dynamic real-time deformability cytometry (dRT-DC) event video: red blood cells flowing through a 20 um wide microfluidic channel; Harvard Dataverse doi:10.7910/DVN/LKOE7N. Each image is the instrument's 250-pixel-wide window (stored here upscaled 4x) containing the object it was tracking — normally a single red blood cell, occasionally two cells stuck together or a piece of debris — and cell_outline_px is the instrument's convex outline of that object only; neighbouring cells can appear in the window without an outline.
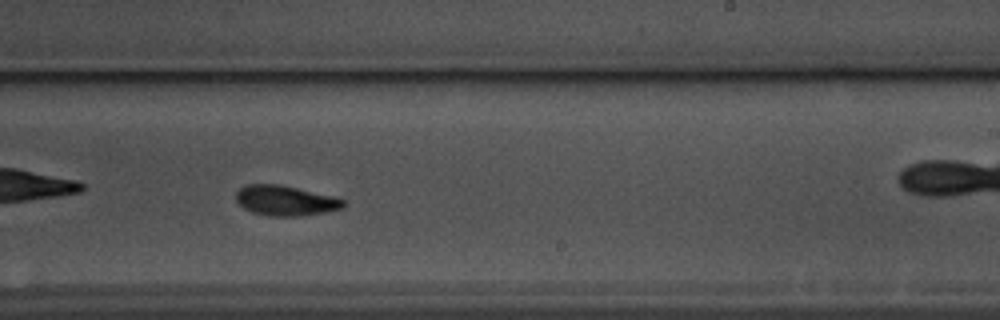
{"species": "common noctule bat (a hibernating species)", "species_latin": "Nyctalus noctula", "temperature_condition": "warm", "stored_images_in_passage": 57, "camera_frame_rate_fps": 3000, "um_per_image_px": 0.085, "animal": {"sex": "male", "body_mass_g": 17.5, "forearm_length_mm": 52.3}, "frame": {"image": 1, "passage_image": 33, "time_ms": 10.667, "image_size_px": [1000, 320], "cell_outline_px": [[344, 204], [340, 208], [324, 212], [300, 216], [268, 216], [252, 212], [244, 208], [236, 200], [236, 192], [244, 184], [280, 184], [344, 200]], "centroid_in_image_um": [24.16, 17.05], "position_along_channel_um": 264.8, "area_um2": 18.44}, "authors_computed_cell_mechanics": {"area_um2": 18.785, "velocity_mm_per_s": 3.518, "shape_relaxation_time_tau1_ms": 3.7728, "shape_relaxation_time_tau2_ms": 3.1608, "deformation_change_tau1": 0.1385, "deformation_change_tau2": 0.0889}}